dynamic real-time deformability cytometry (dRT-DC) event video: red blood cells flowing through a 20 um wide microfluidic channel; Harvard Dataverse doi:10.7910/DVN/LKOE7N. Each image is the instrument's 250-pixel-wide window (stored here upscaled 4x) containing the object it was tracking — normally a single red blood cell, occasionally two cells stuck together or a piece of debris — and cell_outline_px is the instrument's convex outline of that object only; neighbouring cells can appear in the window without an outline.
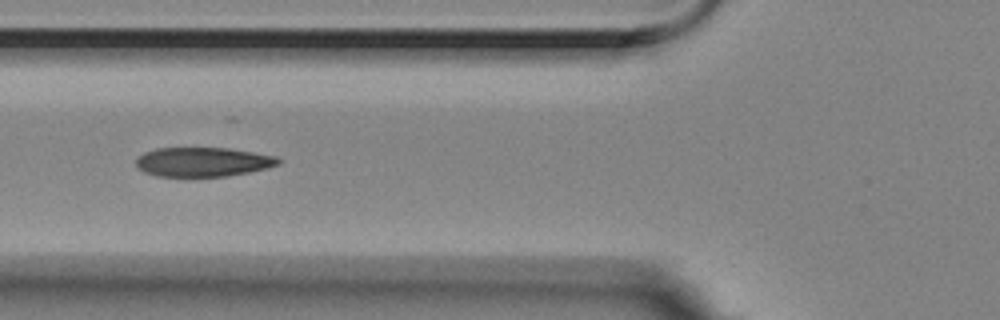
{"species": "Egyptian fruit bat (a non-hibernating species)", "species_latin": "Rousettus aegyptiacus", "temperature_condition": "room temperature", "stored_images_in_passage": 9, "camera_frame_rate_fps": 3000, "um_per_image_px": 0.085, "animal": {"sex": "female"}, "frame": {"image": 1, "passage_image": 4, "time_ms": 1.0, "image_size_px": [1000, 320], "cell_outline_px": [[280, 164], [268, 168], [228, 176], [156, 176], [144, 172], [136, 168], [136, 160], [144, 152], [156, 148], [228, 148], [276, 156], [280, 160]], "centroid_in_image_um": [17.23, 13.76], "position_along_channel_um": 108.6, "area_um2": 24.28}}
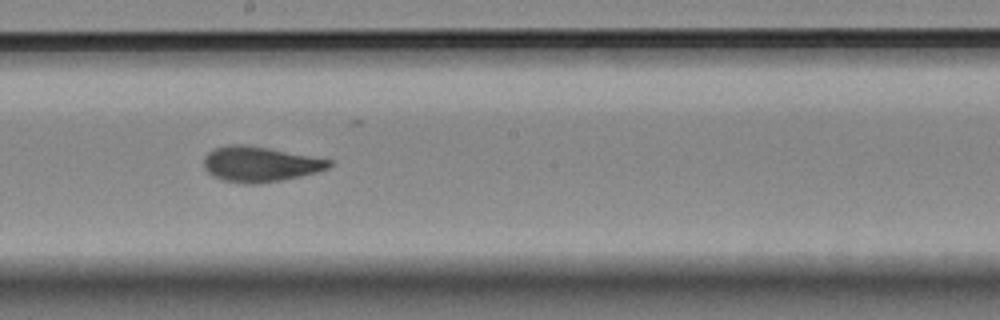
{"frame": {"image": 2, "passage_image": 7, "time_ms": 2.0, "image_size_px": [1000, 320], "cell_outline_px": [[332, 164], [328, 168], [316, 172], [300, 176], [260, 184], [244, 184], [224, 180], [212, 176], [204, 168], [204, 156], [208, 152], [216, 148], [228, 144], [244, 144], [332, 160]], "centroid_in_image_um": [22.05, 13.96], "position_along_channel_um": 226.1, "area_um2": 25.55}}
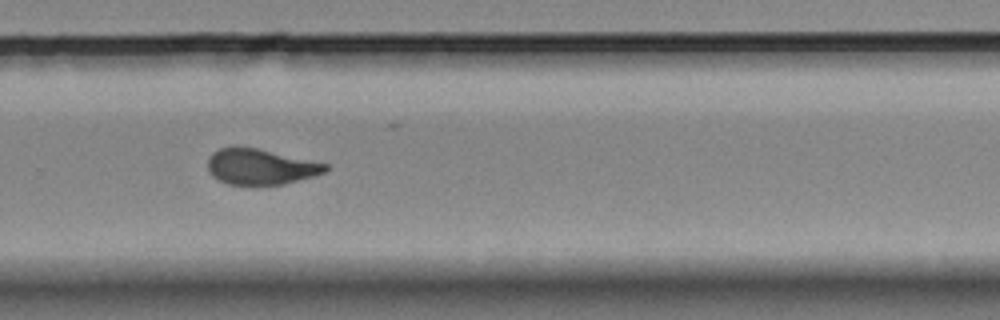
{"frame": {"image": 3, "passage_image": 9, "time_ms": 2.667, "image_size_px": [1000, 320], "cell_outline_px": [[328, 168], [324, 172], [312, 176], [284, 184], [228, 184], [216, 180], [208, 172], [208, 160], [212, 152], [220, 148], [236, 144], [256, 148], [328, 164]], "centroid_in_image_um": [22.06, 14.15], "position_along_channel_um": 307.7, "area_um2": 24.51}}